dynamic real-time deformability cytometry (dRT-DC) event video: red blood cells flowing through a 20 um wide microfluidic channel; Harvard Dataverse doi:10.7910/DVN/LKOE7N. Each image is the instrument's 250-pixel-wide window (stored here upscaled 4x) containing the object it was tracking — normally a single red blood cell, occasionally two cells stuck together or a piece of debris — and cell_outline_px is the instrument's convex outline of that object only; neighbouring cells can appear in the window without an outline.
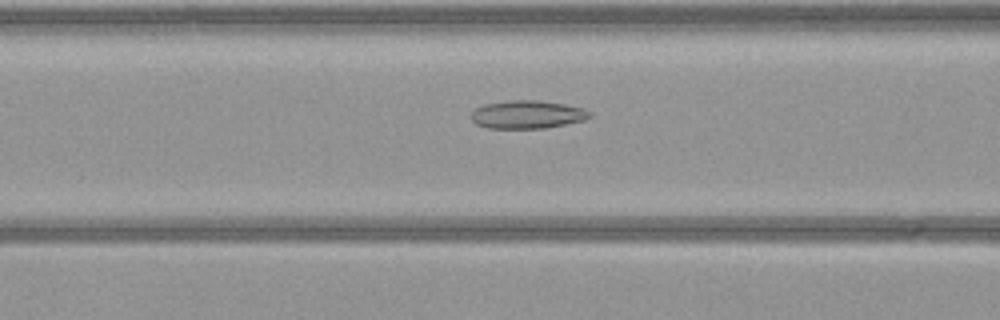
{"species": "common noctule bat (a hibernating species)", "species_latin": "Nyctalus noctula", "temperature_condition": "warm", "stored_images_in_passage": 46, "camera_frame_rate_fps": 3000, "um_per_image_px": 0.085, "animal": {"sex": "female", "body_mass_g": 21.9}, "frame": {"image": 1, "passage_image": 13, "time_ms": 4.0, "image_size_px": [1000, 320], "cell_outline_px": [[592, 116], [584, 120], [544, 128], [488, 128], [476, 124], [472, 120], [472, 112], [476, 108], [484, 104], [512, 100], [536, 100], [564, 104], [580, 108], [588, 112]], "centroid_in_image_um": [44.78, 9.73], "position_along_channel_um": 121.8, "area_um2": 19.07}}
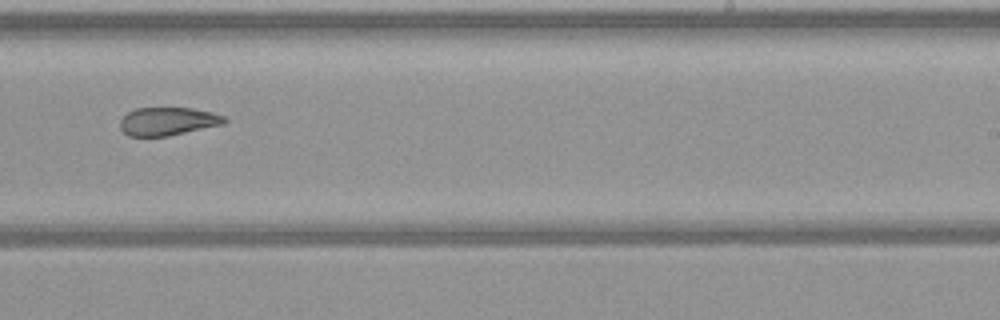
{"frame": {"image": 2, "passage_image": 25, "time_ms": 8.0, "image_size_px": [1000, 320], "cell_outline_px": [[228, 120], [224, 124], [168, 136], [128, 136], [120, 128], [120, 120], [128, 112], [136, 108], [192, 108], [212, 112], [224, 116]], "centroid_in_image_um": [14.27, 10.31], "position_along_channel_um": 274.7, "area_um2": 17.11}}
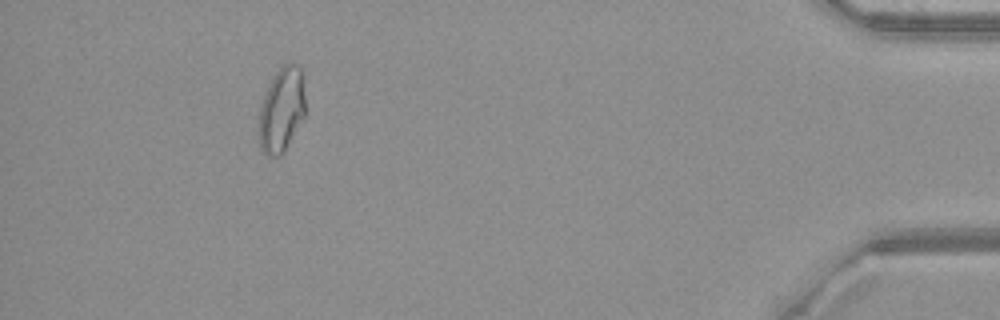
{"frame": {"image": 3, "passage_image": 41, "time_ms": 13.333, "image_size_px": [1000, 320], "cell_outline_px": [[304, 116], [284, 152], [280, 156], [268, 156], [260, 148], [256, 128], [260, 104], [268, 84], [276, 72], [284, 64], [296, 64], [300, 68], [304, 96]], "centroid_in_image_um": [23.87, 9.38], "position_along_channel_um": 411.3, "area_um2": 23.06}}